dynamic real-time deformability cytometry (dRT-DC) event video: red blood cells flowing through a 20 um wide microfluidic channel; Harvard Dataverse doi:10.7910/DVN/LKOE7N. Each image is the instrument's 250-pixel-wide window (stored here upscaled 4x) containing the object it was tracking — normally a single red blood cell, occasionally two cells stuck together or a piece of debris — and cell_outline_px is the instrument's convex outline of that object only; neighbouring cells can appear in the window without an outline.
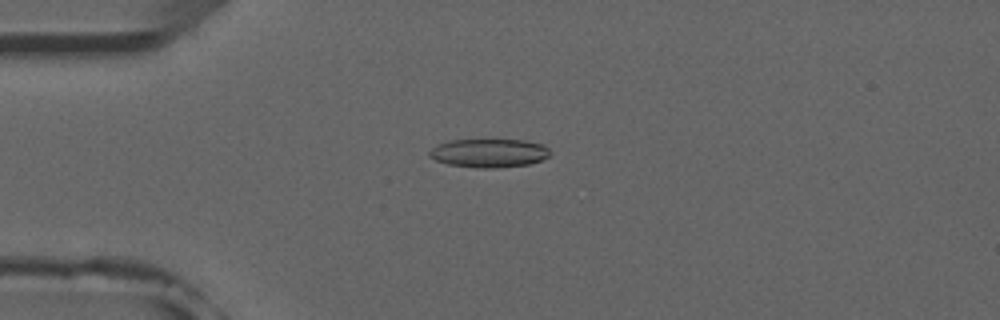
{"species": "common noctule bat (a hibernating species)", "species_latin": "Nyctalus noctula", "temperature_condition": "room temperature", "stored_images_in_passage": 26, "camera_frame_rate_fps": 3000, "um_per_image_px": 0.085, "animal": {"sex": "male", "forearm_length_mm": 52.5}, "frame": {"image": 1, "passage_image": 13, "time_ms": 4.0, "image_size_px": [1000, 320], "cell_outline_px": [[552, 152], [548, 156], [540, 160], [528, 164], [496, 168], [476, 168], [448, 164], [436, 160], [428, 156], [428, 152], [432, 148], [448, 140], [524, 140], [544, 144]], "centroid_in_image_um": [41.57, 13.01], "position_along_channel_um": 43.4, "area_um2": 20.11}}
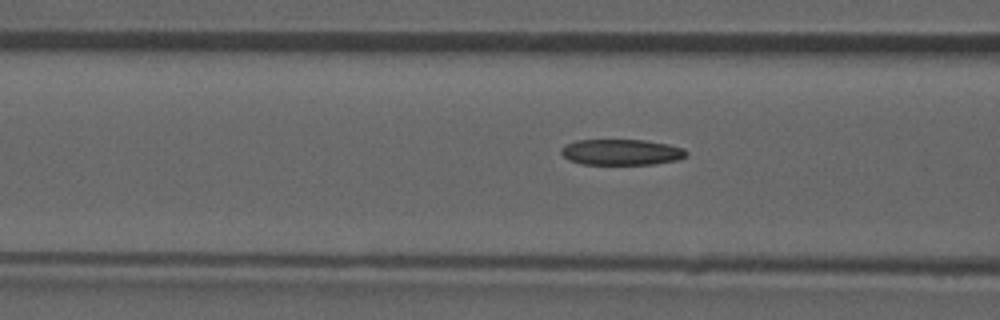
{"frame": {"image": 2, "passage_image": 20, "time_ms": 6.333, "image_size_px": [1000, 320], "cell_outline_px": [[688, 156], [676, 160], [656, 164], [580, 164], [568, 160], [560, 152], [560, 148], [564, 144], [576, 140], [644, 140], [668, 144], [684, 148], [688, 152]], "centroid_in_image_um": [52.8, 12.93], "position_along_channel_um": 113.8, "area_um2": 19.07}}
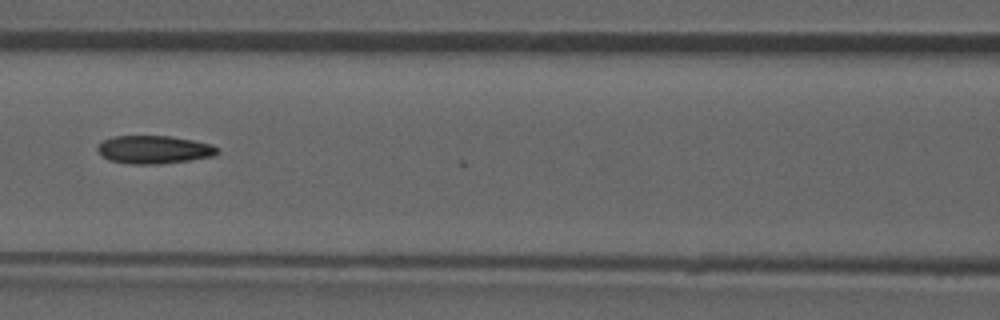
{"frame": {"image": 3, "passage_image": 23, "time_ms": 7.333, "image_size_px": [1000, 320], "cell_outline_px": [[220, 148], [212, 156], [188, 160], [156, 164], [132, 164], [108, 160], [96, 148], [104, 140], [112, 136], [172, 136], [212, 144]], "centroid_in_image_um": [13.09, 12.71], "position_along_channel_um": 153.5, "area_um2": 19.36}}